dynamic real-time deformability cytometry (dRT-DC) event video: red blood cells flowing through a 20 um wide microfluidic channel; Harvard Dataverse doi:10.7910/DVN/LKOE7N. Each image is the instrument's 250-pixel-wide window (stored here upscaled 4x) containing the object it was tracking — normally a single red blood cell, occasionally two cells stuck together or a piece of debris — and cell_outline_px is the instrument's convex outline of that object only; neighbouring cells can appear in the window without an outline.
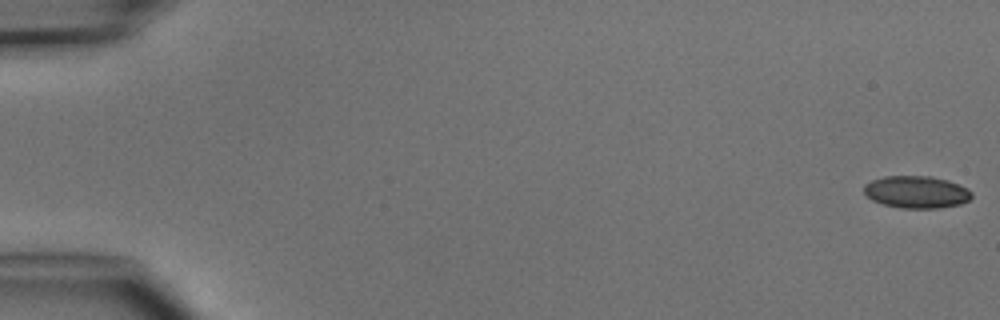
{"species": "common noctule bat (a hibernating species)", "species_latin": "Nyctalus noctula", "temperature_condition": "cold", "stored_images_in_passage": 5, "camera_frame_rate_fps": 3000, "um_per_image_px": 0.085, "animal": {"sex": "male", "body_mass_g": 15.6}, "frame": {"image": 1, "passage_image": 1, "time_ms": 0.0, "image_size_px": [1000, 320], "cell_outline_px": [[972, 196], [968, 200], [960, 204], [936, 208], [900, 208], [884, 204], [872, 200], [864, 192], [864, 184], [872, 180], [884, 176], [932, 176], [948, 180], [968, 188], [972, 192]], "centroid_in_image_um": [77.9, 16.31], "position_along_channel_um": 7.1, "area_um2": 20.23}}
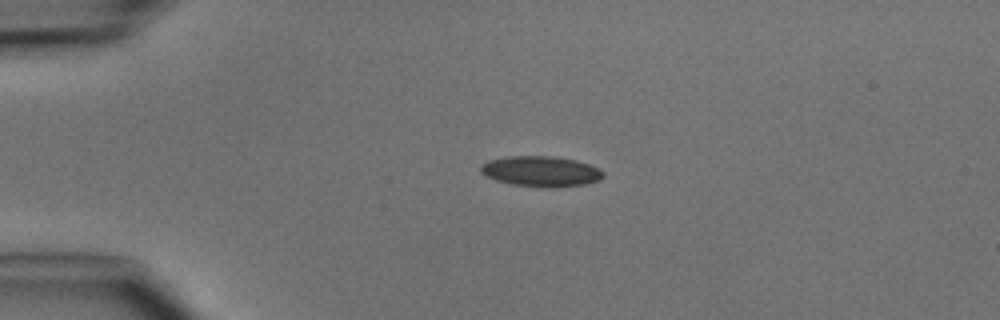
{"frame": {"image": 2, "passage_image": 4, "time_ms": 3.667, "image_size_px": [1000, 320], "cell_outline_px": [[604, 176], [600, 180], [584, 184], [556, 188], [552, 188], [512, 184], [496, 180], [480, 172], [480, 164], [488, 160], [508, 156], [560, 156], [576, 160], [600, 168], [604, 172]], "centroid_in_image_um": [46.01, 14.55], "position_along_channel_um": 39.0, "area_um2": 21.96}}